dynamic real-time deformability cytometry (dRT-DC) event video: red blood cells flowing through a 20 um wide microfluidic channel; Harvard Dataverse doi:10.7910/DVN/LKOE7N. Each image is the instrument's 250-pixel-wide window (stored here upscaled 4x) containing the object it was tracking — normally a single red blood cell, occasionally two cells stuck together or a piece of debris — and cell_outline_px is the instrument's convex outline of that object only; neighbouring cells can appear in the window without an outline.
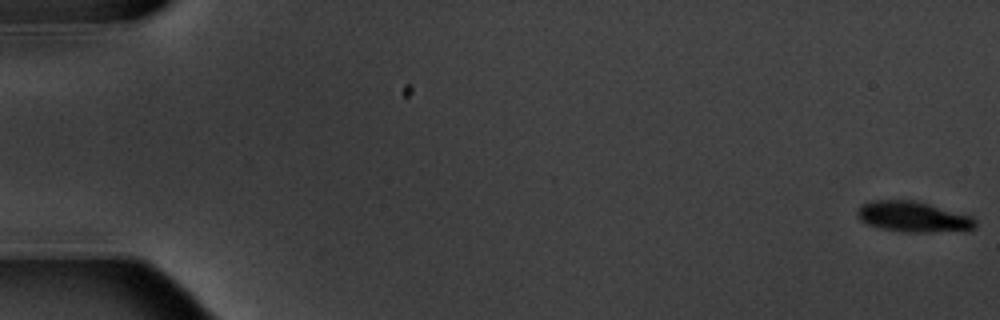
{"species": "common noctule bat (a hibernating species)", "species_latin": "Nyctalus noctula", "temperature_condition": "warm", "stored_images_in_passage": 6, "camera_frame_rate_fps": 3000, "um_per_image_px": 0.085, "animal": {"sex": "male", "body_mass_g": 20.1, "forearm_length_mm": 53.5}, "frame": {"image": 1, "passage_image": 1, "time_ms": 0.0, "image_size_px": [1000, 320], "cell_outline_px": [[976, 224], [972, 228], [928, 232], [904, 232], [884, 228], [868, 224], [860, 220], [856, 216], [856, 212], [860, 204], [872, 200], [916, 200], [972, 216], [976, 220]], "centroid_in_image_um": [77.55, 18.4], "position_along_channel_um": 7.4, "area_um2": 20.81}}
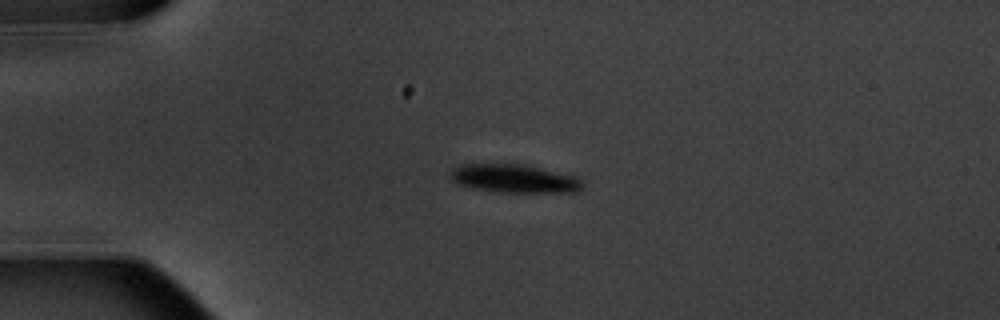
{"frame": {"image": 2, "passage_image": 5, "time_ms": 4.667, "image_size_px": [1000, 320], "cell_outline_px": [[584, 188], [580, 192], [500, 192], [476, 188], [460, 184], [452, 180], [452, 168], [460, 164], [524, 164], [580, 176], [584, 180]], "centroid_in_image_um": [43.86, 15.17], "position_along_channel_um": 41.1, "area_um2": 22.08}}